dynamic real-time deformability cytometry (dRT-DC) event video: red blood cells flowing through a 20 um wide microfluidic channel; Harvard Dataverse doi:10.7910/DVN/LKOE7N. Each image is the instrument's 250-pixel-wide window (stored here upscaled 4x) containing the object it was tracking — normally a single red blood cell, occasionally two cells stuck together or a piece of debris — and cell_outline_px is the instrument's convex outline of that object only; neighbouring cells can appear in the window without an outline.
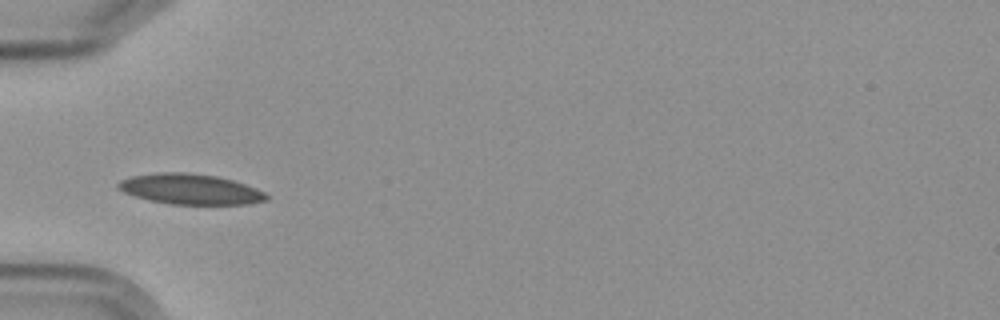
{"species": "Egyptian fruit bat (a non-hibernating species)", "species_latin": "Rousettus aegyptiacus", "temperature_condition": "cold", "stored_images_in_passage": 12, "camera_frame_rate_fps": 3000, "um_per_image_px": 0.085, "frame": {"image": 1, "passage_image": 6, "time_ms": 6.667, "image_size_px": [1000, 320], "cell_outline_px": [[272, 196], [268, 200], [248, 204], [168, 204], [148, 200], [124, 192], [116, 188], [116, 184], [120, 180], [132, 176], [160, 172], [184, 172], [216, 176], [232, 180], [256, 188]], "centroid_in_image_um": [16.18, 16.08], "position_along_channel_um": 68.8, "area_um2": 26.36}}
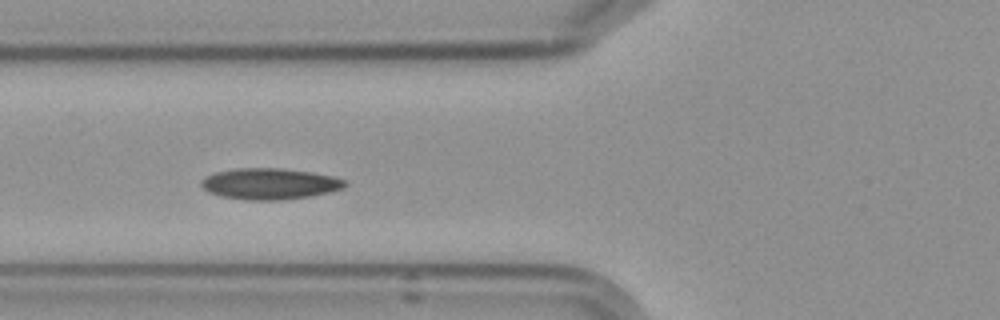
{"frame": {"image": 2, "passage_image": 7, "time_ms": 7.667, "image_size_px": [1000, 320], "cell_outline_px": [[348, 184], [344, 188], [328, 192], [308, 196], [284, 200], [244, 200], [220, 196], [208, 192], [200, 184], [200, 180], [204, 176], [216, 172], [236, 168], [280, 168], [312, 172], [332, 176], [348, 180]], "centroid_in_image_um": [22.92, 15.62], "position_along_channel_um": 102.9, "area_um2": 26.3}}